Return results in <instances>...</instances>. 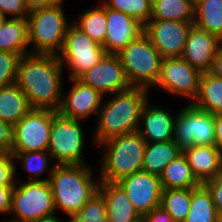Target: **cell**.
Instances as JSON below:
<instances>
[{
	"mask_svg": "<svg viewBox=\"0 0 222 222\" xmlns=\"http://www.w3.org/2000/svg\"><path fill=\"white\" fill-rule=\"evenodd\" d=\"M191 3L196 6L199 2H201L202 0H190Z\"/></svg>",
	"mask_w": 222,
	"mask_h": 222,
	"instance_id": "c3c4849f",
	"label": "cell"
},
{
	"mask_svg": "<svg viewBox=\"0 0 222 222\" xmlns=\"http://www.w3.org/2000/svg\"><path fill=\"white\" fill-rule=\"evenodd\" d=\"M90 165H56L49 184L56 211L62 210L68 219L76 215L98 191L99 179L94 181Z\"/></svg>",
	"mask_w": 222,
	"mask_h": 222,
	"instance_id": "3957f363",
	"label": "cell"
},
{
	"mask_svg": "<svg viewBox=\"0 0 222 222\" xmlns=\"http://www.w3.org/2000/svg\"><path fill=\"white\" fill-rule=\"evenodd\" d=\"M97 7L81 12L73 24L93 41L104 45L107 30L106 6L100 2Z\"/></svg>",
	"mask_w": 222,
	"mask_h": 222,
	"instance_id": "f546056e",
	"label": "cell"
},
{
	"mask_svg": "<svg viewBox=\"0 0 222 222\" xmlns=\"http://www.w3.org/2000/svg\"><path fill=\"white\" fill-rule=\"evenodd\" d=\"M151 19L194 22L190 0H152Z\"/></svg>",
	"mask_w": 222,
	"mask_h": 222,
	"instance_id": "83f0119b",
	"label": "cell"
},
{
	"mask_svg": "<svg viewBox=\"0 0 222 222\" xmlns=\"http://www.w3.org/2000/svg\"><path fill=\"white\" fill-rule=\"evenodd\" d=\"M148 94V89L131 87L110 95L111 99L106 102L103 100L92 136L95 146L110 138L137 132L142 110L150 98Z\"/></svg>",
	"mask_w": 222,
	"mask_h": 222,
	"instance_id": "7a4b0ae2",
	"label": "cell"
},
{
	"mask_svg": "<svg viewBox=\"0 0 222 222\" xmlns=\"http://www.w3.org/2000/svg\"><path fill=\"white\" fill-rule=\"evenodd\" d=\"M13 145V125L0 119V154L11 153Z\"/></svg>",
	"mask_w": 222,
	"mask_h": 222,
	"instance_id": "f35d334b",
	"label": "cell"
},
{
	"mask_svg": "<svg viewBox=\"0 0 222 222\" xmlns=\"http://www.w3.org/2000/svg\"><path fill=\"white\" fill-rule=\"evenodd\" d=\"M117 183L141 217L160 206L163 187L159 176L141 170Z\"/></svg>",
	"mask_w": 222,
	"mask_h": 222,
	"instance_id": "9a60e30c",
	"label": "cell"
},
{
	"mask_svg": "<svg viewBox=\"0 0 222 222\" xmlns=\"http://www.w3.org/2000/svg\"><path fill=\"white\" fill-rule=\"evenodd\" d=\"M78 79L99 91L103 96L131 88L117 54H106L99 63L83 73Z\"/></svg>",
	"mask_w": 222,
	"mask_h": 222,
	"instance_id": "5bb4252c",
	"label": "cell"
},
{
	"mask_svg": "<svg viewBox=\"0 0 222 222\" xmlns=\"http://www.w3.org/2000/svg\"><path fill=\"white\" fill-rule=\"evenodd\" d=\"M221 48L222 40L217 35L193 24L181 58L201 73H206L211 69L212 62Z\"/></svg>",
	"mask_w": 222,
	"mask_h": 222,
	"instance_id": "e0dca14e",
	"label": "cell"
},
{
	"mask_svg": "<svg viewBox=\"0 0 222 222\" xmlns=\"http://www.w3.org/2000/svg\"><path fill=\"white\" fill-rule=\"evenodd\" d=\"M21 57L13 52L0 51V87L15 83Z\"/></svg>",
	"mask_w": 222,
	"mask_h": 222,
	"instance_id": "e575fe53",
	"label": "cell"
},
{
	"mask_svg": "<svg viewBox=\"0 0 222 222\" xmlns=\"http://www.w3.org/2000/svg\"><path fill=\"white\" fill-rule=\"evenodd\" d=\"M63 2L64 0H24L29 11L43 7L62 5Z\"/></svg>",
	"mask_w": 222,
	"mask_h": 222,
	"instance_id": "b9f144b4",
	"label": "cell"
},
{
	"mask_svg": "<svg viewBox=\"0 0 222 222\" xmlns=\"http://www.w3.org/2000/svg\"><path fill=\"white\" fill-rule=\"evenodd\" d=\"M163 189L195 188L201 183L193 175L190 165L184 154H180L171 161L159 176Z\"/></svg>",
	"mask_w": 222,
	"mask_h": 222,
	"instance_id": "484cf974",
	"label": "cell"
},
{
	"mask_svg": "<svg viewBox=\"0 0 222 222\" xmlns=\"http://www.w3.org/2000/svg\"><path fill=\"white\" fill-rule=\"evenodd\" d=\"M33 222H64L63 220H61L59 218L58 215L55 214H52V215H49V216H45V217H42V218H39L38 220H35ZM66 222H69V219H67Z\"/></svg>",
	"mask_w": 222,
	"mask_h": 222,
	"instance_id": "f6af8a7d",
	"label": "cell"
},
{
	"mask_svg": "<svg viewBox=\"0 0 222 222\" xmlns=\"http://www.w3.org/2000/svg\"><path fill=\"white\" fill-rule=\"evenodd\" d=\"M11 154L14 156L15 164L20 163L21 167L30 175L29 181H48L56 166L48 151L11 152ZM49 161L54 165H50ZM45 171L48 176L40 178Z\"/></svg>",
	"mask_w": 222,
	"mask_h": 222,
	"instance_id": "4316f807",
	"label": "cell"
},
{
	"mask_svg": "<svg viewBox=\"0 0 222 222\" xmlns=\"http://www.w3.org/2000/svg\"><path fill=\"white\" fill-rule=\"evenodd\" d=\"M105 6L121 11L146 25L151 19L152 0H104Z\"/></svg>",
	"mask_w": 222,
	"mask_h": 222,
	"instance_id": "d6a6232c",
	"label": "cell"
},
{
	"mask_svg": "<svg viewBox=\"0 0 222 222\" xmlns=\"http://www.w3.org/2000/svg\"><path fill=\"white\" fill-rule=\"evenodd\" d=\"M191 188L163 189L160 206L175 222H184L190 211Z\"/></svg>",
	"mask_w": 222,
	"mask_h": 222,
	"instance_id": "1f68e13d",
	"label": "cell"
},
{
	"mask_svg": "<svg viewBox=\"0 0 222 222\" xmlns=\"http://www.w3.org/2000/svg\"><path fill=\"white\" fill-rule=\"evenodd\" d=\"M201 75L198 69L181 57L163 58L155 86L173 96L193 101L198 94Z\"/></svg>",
	"mask_w": 222,
	"mask_h": 222,
	"instance_id": "7c38bea8",
	"label": "cell"
},
{
	"mask_svg": "<svg viewBox=\"0 0 222 222\" xmlns=\"http://www.w3.org/2000/svg\"><path fill=\"white\" fill-rule=\"evenodd\" d=\"M182 153L201 184L222 175V151L216 145L191 146Z\"/></svg>",
	"mask_w": 222,
	"mask_h": 222,
	"instance_id": "ffe728a7",
	"label": "cell"
},
{
	"mask_svg": "<svg viewBox=\"0 0 222 222\" xmlns=\"http://www.w3.org/2000/svg\"><path fill=\"white\" fill-rule=\"evenodd\" d=\"M173 141L183 150L191 146L215 145L214 115L186 104L176 115Z\"/></svg>",
	"mask_w": 222,
	"mask_h": 222,
	"instance_id": "30bf717a",
	"label": "cell"
},
{
	"mask_svg": "<svg viewBox=\"0 0 222 222\" xmlns=\"http://www.w3.org/2000/svg\"><path fill=\"white\" fill-rule=\"evenodd\" d=\"M63 66L57 55L22 56L15 83L26 94L32 109L58 111L63 92Z\"/></svg>",
	"mask_w": 222,
	"mask_h": 222,
	"instance_id": "6da1fadb",
	"label": "cell"
},
{
	"mask_svg": "<svg viewBox=\"0 0 222 222\" xmlns=\"http://www.w3.org/2000/svg\"><path fill=\"white\" fill-rule=\"evenodd\" d=\"M117 55L131 87L148 90L155 87L163 57L145 33L130 42Z\"/></svg>",
	"mask_w": 222,
	"mask_h": 222,
	"instance_id": "8992f818",
	"label": "cell"
},
{
	"mask_svg": "<svg viewBox=\"0 0 222 222\" xmlns=\"http://www.w3.org/2000/svg\"><path fill=\"white\" fill-rule=\"evenodd\" d=\"M107 30L103 47L107 54H118L144 33V25L127 14L106 6Z\"/></svg>",
	"mask_w": 222,
	"mask_h": 222,
	"instance_id": "ac0fdd59",
	"label": "cell"
},
{
	"mask_svg": "<svg viewBox=\"0 0 222 222\" xmlns=\"http://www.w3.org/2000/svg\"><path fill=\"white\" fill-rule=\"evenodd\" d=\"M175 118L168 107L153 106L148 100L142 110L137 131L147 143L171 141L174 136Z\"/></svg>",
	"mask_w": 222,
	"mask_h": 222,
	"instance_id": "d6986e66",
	"label": "cell"
},
{
	"mask_svg": "<svg viewBox=\"0 0 222 222\" xmlns=\"http://www.w3.org/2000/svg\"><path fill=\"white\" fill-rule=\"evenodd\" d=\"M0 51L21 56L30 54L27 18L7 19L0 29Z\"/></svg>",
	"mask_w": 222,
	"mask_h": 222,
	"instance_id": "7402d4cb",
	"label": "cell"
},
{
	"mask_svg": "<svg viewBox=\"0 0 222 222\" xmlns=\"http://www.w3.org/2000/svg\"><path fill=\"white\" fill-rule=\"evenodd\" d=\"M142 219L145 222H175L173 217L161 206L152 209Z\"/></svg>",
	"mask_w": 222,
	"mask_h": 222,
	"instance_id": "60d3db41",
	"label": "cell"
},
{
	"mask_svg": "<svg viewBox=\"0 0 222 222\" xmlns=\"http://www.w3.org/2000/svg\"><path fill=\"white\" fill-rule=\"evenodd\" d=\"M63 7L62 4L29 11L28 40L33 45L30 54L57 55L61 51L71 25Z\"/></svg>",
	"mask_w": 222,
	"mask_h": 222,
	"instance_id": "5b68a950",
	"label": "cell"
},
{
	"mask_svg": "<svg viewBox=\"0 0 222 222\" xmlns=\"http://www.w3.org/2000/svg\"><path fill=\"white\" fill-rule=\"evenodd\" d=\"M14 185L0 186V214L10 215Z\"/></svg>",
	"mask_w": 222,
	"mask_h": 222,
	"instance_id": "ab89813d",
	"label": "cell"
},
{
	"mask_svg": "<svg viewBox=\"0 0 222 222\" xmlns=\"http://www.w3.org/2000/svg\"><path fill=\"white\" fill-rule=\"evenodd\" d=\"M210 191L217 213L222 212V175L203 183Z\"/></svg>",
	"mask_w": 222,
	"mask_h": 222,
	"instance_id": "74e56055",
	"label": "cell"
},
{
	"mask_svg": "<svg viewBox=\"0 0 222 222\" xmlns=\"http://www.w3.org/2000/svg\"><path fill=\"white\" fill-rule=\"evenodd\" d=\"M57 213L49 181H25L19 178L12 192L10 214L15 218L4 222H33Z\"/></svg>",
	"mask_w": 222,
	"mask_h": 222,
	"instance_id": "52a82bcc",
	"label": "cell"
},
{
	"mask_svg": "<svg viewBox=\"0 0 222 222\" xmlns=\"http://www.w3.org/2000/svg\"><path fill=\"white\" fill-rule=\"evenodd\" d=\"M54 110L31 109L13 125L11 152L48 151Z\"/></svg>",
	"mask_w": 222,
	"mask_h": 222,
	"instance_id": "8fae6325",
	"label": "cell"
},
{
	"mask_svg": "<svg viewBox=\"0 0 222 222\" xmlns=\"http://www.w3.org/2000/svg\"><path fill=\"white\" fill-rule=\"evenodd\" d=\"M98 190L106 203L108 222H139L142 219L118 183L100 181Z\"/></svg>",
	"mask_w": 222,
	"mask_h": 222,
	"instance_id": "44dd1931",
	"label": "cell"
},
{
	"mask_svg": "<svg viewBox=\"0 0 222 222\" xmlns=\"http://www.w3.org/2000/svg\"><path fill=\"white\" fill-rule=\"evenodd\" d=\"M0 12L8 18H27L29 14L24 0H0Z\"/></svg>",
	"mask_w": 222,
	"mask_h": 222,
	"instance_id": "8d00e7d4",
	"label": "cell"
},
{
	"mask_svg": "<svg viewBox=\"0 0 222 222\" xmlns=\"http://www.w3.org/2000/svg\"><path fill=\"white\" fill-rule=\"evenodd\" d=\"M69 80L73 83L71 90L63 92L61 105L57 112L63 117L76 120H85L91 118L92 115H97L104 96L79 79Z\"/></svg>",
	"mask_w": 222,
	"mask_h": 222,
	"instance_id": "2e32d148",
	"label": "cell"
},
{
	"mask_svg": "<svg viewBox=\"0 0 222 222\" xmlns=\"http://www.w3.org/2000/svg\"><path fill=\"white\" fill-rule=\"evenodd\" d=\"M17 173L14 156L11 153L0 154V186L15 185Z\"/></svg>",
	"mask_w": 222,
	"mask_h": 222,
	"instance_id": "d590c367",
	"label": "cell"
},
{
	"mask_svg": "<svg viewBox=\"0 0 222 222\" xmlns=\"http://www.w3.org/2000/svg\"><path fill=\"white\" fill-rule=\"evenodd\" d=\"M194 22L150 19L144 33L163 58L181 57Z\"/></svg>",
	"mask_w": 222,
	"mask_h": 222,
	"instance_id": "4fadbf2b",
	"label": "cell"
},
{
	"mask_svg": "<svg viewBox=\"0 0 222 222\" xmlns=\"http://www.w3.org/2000/svg\"><path fill=\"white\" fill-rule=\"evenodd\" d=\"M215 145L222 151V114L214 115Z\"/></svg>",
	"mask_w": 222,
	"mask_h": 222,
	"instance_id": "7bdbcfd3",
	"label": "cell"
},
{
	"mask_svg": "<svg viewBox=\"0 0 222 222\" xmlns=\"http://www.w3.org/2000/svg\"><path fill=\"white\" fill-rule=\"evenodd\" d=\"M147 142L137 132L113 137L98 145L104 148L99 166V181L117 183L134 172L142 170Z\"/></svg>",
	"mask_w": 222,
	"mask_h": 222,
	"instance_id": "277c9868",
	"label": "cell"
},
{
	"mask_svg": "<svg viewBox=\"0 0 222 222\" xmlns=\"http://www.w3.org/2000/svg\"><path fill=\"white\" fill-rule=\"evenodd\" d=\"M7 19H8V16H5L3 13L0 12V29L3 27Z\"/></svg>",
	"mask_w": 222,
	"mask_h": 222,
	"instance_id": "bcb514c9",
	"label": "cell"
},
{
	"mask_svg": "<svg viewBox=\"0 0 222 222\" xmlns=\"http://www.w3.org/2000/svg\"><path fill=\"white\" fill-rule=\"evenodd\" d=\"M81 120L63 117L54 111L48 152L56 165H82L85 148V131Z\"/></svg>",
	"mask_w": 222,
	"mask_h": 222,
	"instance_id": "ba28073f",
	"label": "cell"
},
{
	"mask_svg": "<svg viewBox=\"0 0 222 222\" xmlns=\"http://www.w3.org/2000/svg\"><path fill=\"white\" fill-rule=\"evenodd\" d=\"M107 54L105 48L93 41L73 23L69 26L63 47L57 54L63 67L69 70V79H78Z\"/></svg>",
	"mask_w": 222,
	"mask_h": 222,
	"instance_id": "9c48e42d",
	"label": "cell"
},
{
	"mask_svg": "<svg viewBox=\"0 0 222 222\" xmlns=\"http://www.w3.org/2000/svg\"><path fill=\"white\" fill-rule=\"evenodd\" d=\"M216 222H222V212L217 213V221Z\"/></svg>",
	"mask_w": 222,
	"mask_h": 222,
	"instance_id": "7dc6e473",
	"label": "cell"
},
{
	"mask_svg": "<svg viewBox=\"0 0 222 222\" xmlns=\"http://www.w3.org/2000/svg\"><path fill=\"white\" fill-rule=\"evenodd\" d=\"M217 211L210 191L202 183L191 188L190 211L184 222H216Z\"/></svg>",
	"mask_w": 222,
	"mask_h": 222,
	"instance_id": "f1b7e54d",
	"label": "cell"
},
{
	"mask_svg": "<svg viewBox=\"0 0 222 222\" xmlns=\"http://www.w3.org/2000/svg\"><path fill=\"white\" fill-rule=\"evenodd\" d=\"M194 24L222 40V0H202L194 8Z\"/></svg>",
	"mask_w": 222,
	"mask_h": 222,
	"instance_id": "4dcf8cb0",
	"label": "cell"
},
{
	"mask_svg": "<svg viewBox=\"0 0 222 222\" xmlns=\"http://www.w3.org/2000/svg\"><path fill=\"white\" fill-rule=\"evenodd\" d=\"M191 104L213 115L222 114V78L202 73L198 94Z\"/></svg>",
	"mask_w": 222,
	"mask_h": 222,
	"instance_id": "d4e9b609",
	"label": "cell"
},
{
	"mask_svg": "<svg viewBox=\"0 0 222 222\" xmlns=\"http://www.w3.org/2000/svg\"><path fill=\"white\" fill-rule=\"evenodd\" d=\"M69 222H108L106 203L98 190Z\"/></svg>",
	"mask_w": 222,
	"mask_h": 222,
	"instance_id": "836d02e7",
	"label": "cell"
},
{
	"mask_svg": "<svg viewBox=\"0 0 222 222\" xmlns=\"http://www.w3.org/2000/svg\"><path fill=\"white\" fill-rule=\"evenodd\" d=\"M31 109L26 94L16 83L0 87V119L2 121L14 125Z\"/></svg>",
	"mask_w": 222,
	"mask_h": 222,
	"instance_id": "cb8c5ba5",
	"label": "cell"
},
{
	"mask_svg": "<svg viewBox=\"0 0 222 222\" xmlns=\"http://www.w3.org/2000/svg\"><path fill=\"white\" fill-rule=\"evenodd\" d=\"M180 154H182V149L173 140L147 143L142 161V171L160 176L163 169Z\"/></svg>",
	"mask_w": 222,
	"mask_h": 222,
	"instance_id": "603a6c76",
	"label": "cell"
},
{
	"mask_svg": "<svg viewBox=\"0 0 222 222\" xmlns=\"http://www.w3.org/2000/svg\"><path fill=\"white\" fill-rule=\"evenodd\" d=\"M209 73L222 78V48L218 51L215 59L213 60Z\"/></svg>",
	"mask_w": 222,
	"mask_h": 222,
	"instance_id": "ee69618b",
	"label": "cell"
}]
</instances>
